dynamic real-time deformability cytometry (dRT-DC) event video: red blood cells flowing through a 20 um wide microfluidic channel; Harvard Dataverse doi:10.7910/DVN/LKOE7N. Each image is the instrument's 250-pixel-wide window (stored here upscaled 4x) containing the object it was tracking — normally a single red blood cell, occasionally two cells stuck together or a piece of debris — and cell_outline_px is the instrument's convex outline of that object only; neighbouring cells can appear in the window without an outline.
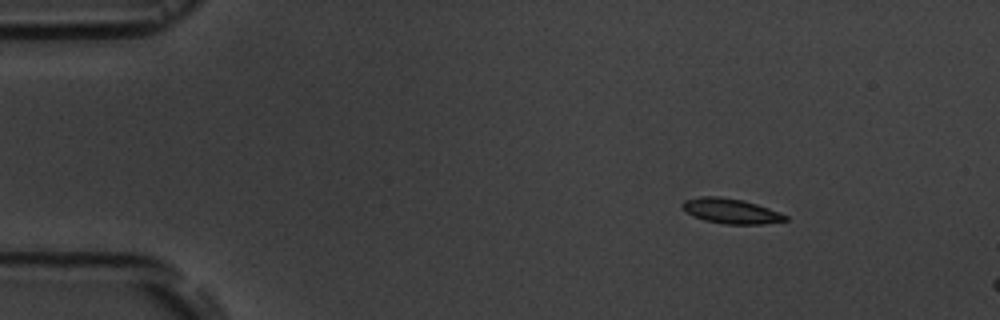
{"species": "common noctule bat (a hibernating species)", "species_latin": "Nyctalus noctula", "temperature_condition": "room temperature", "stored_images_in_passage": 5, "camera_frame_rate_fps": 3000, "um_per_image_px": 0.085, "animal": {"sex": "male", "body_mass_g": 19.5, "forearm_length_mm": 54.6}, "frame": {"image": 1, "passage_image": 2, "time_ms": 1.0, "image_size_px": [1000, 320], "cell_outline_px": [[788, 220], [764, 224], [724, 224], [704, 220], [680, 208], [680, 204], [684, 200], [700, 196], [720, 196], [744, 200], [768, 208], [788, 216]], "centroid_in_image_um": [62.1, 17.93], "position_along_channel_um": 22.9, "area_um2": 15.03}}